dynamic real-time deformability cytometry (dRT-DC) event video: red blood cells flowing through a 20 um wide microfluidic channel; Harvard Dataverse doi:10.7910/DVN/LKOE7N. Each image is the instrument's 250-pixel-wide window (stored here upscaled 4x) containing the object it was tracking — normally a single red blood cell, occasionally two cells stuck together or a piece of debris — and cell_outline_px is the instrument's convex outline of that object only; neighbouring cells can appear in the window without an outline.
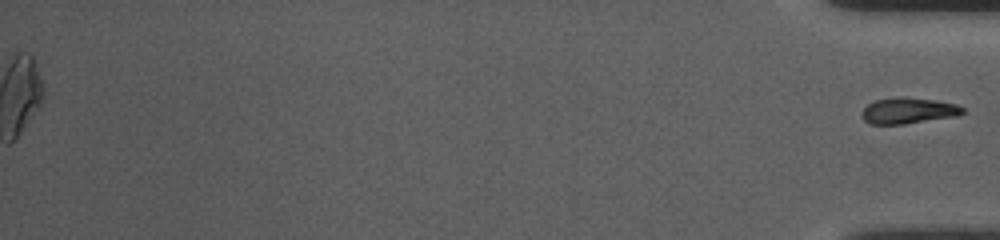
{"species": "common noctule bat (a hibernating species)", "species_latin": "Nyctalus noctula", "temperature_condition": "room temperature", "stored_images_in_passage": 54, "segment_of_instrument_passage": [2, 2], "camera_frame_rate_fps": 3000, "um_per_image_px": 0.085, "animal": {"sex": "female", "body_mass_g": 10.0, "forearm_length_mm": 53.1}, "frame": {"image": 1, "passage_image": 54, "time_ms": 17.667, "image_size_px": [1000, 240], "cell_outline_px": [[964, 112], [960, 116], [904, 124], [868, 124], [864, 120], [864, 108], [868, 104], [876, 100], [896, 96], [900, 96], [936, 100], [956, 104], [964, 108]], "centroid_in_image_um": [77.26, 9.4], "position_along_channel_um": 357.9, "area_um2": 15.37}}